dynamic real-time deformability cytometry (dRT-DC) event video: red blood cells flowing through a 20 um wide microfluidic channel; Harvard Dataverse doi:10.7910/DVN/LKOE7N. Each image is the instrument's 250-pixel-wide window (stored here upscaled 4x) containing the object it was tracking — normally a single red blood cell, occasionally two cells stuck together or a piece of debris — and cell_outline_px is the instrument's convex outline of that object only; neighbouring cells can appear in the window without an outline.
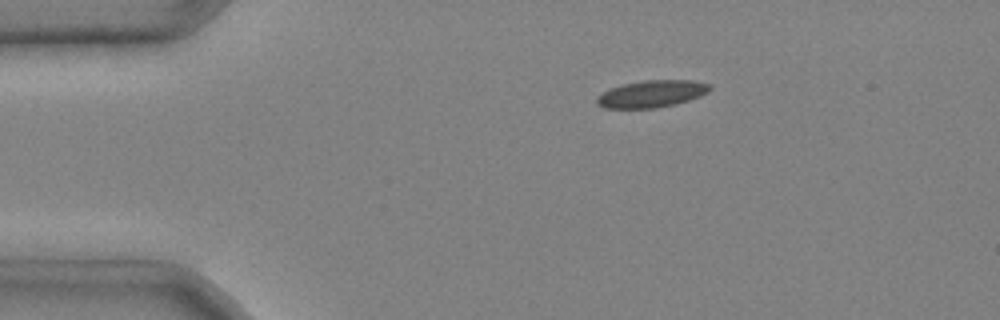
{"species": "common noctule bat (a hibernating species)", "species_latin": "Nyctalus noctula", "temperature_condition": "cold", "stored_images_in_passage": 4, "camera_frame_rate_fps": 3000, "um_per_image_px": 0.085, "animal": {"sex": "male", "body_mass_g": 20.4}, "frame": {"image": 1, "passage_image": 1, "time_ms": 0.0, "image_size_px": [1000, 320], "cell_outline_px": [[712, 88], [708, 92], [700, 96], [676, 104], [656, 108], [604, 108], [596, 104], [596, 96], [612, 88], [624, 84], [644, 80], [692, 80], [708, 84]], "centroid_in_image_um": [55.39, 7.98], "position_along_channel_um": 29.6, "area_um2": 17.74}}
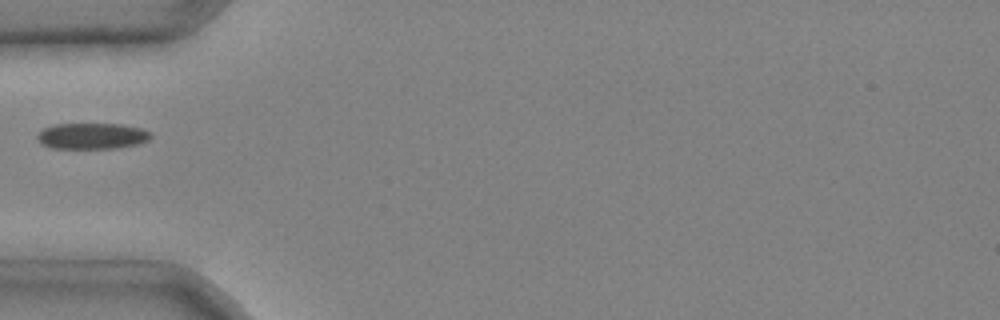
{"frame": {"image": 2, "passage_image": 3, "time_ms": 0.667, "image_size_px": [1000, 320], "cell_outline_px": [[152, 136], [148, 140], [136, 144], [116, 148], [48, 148], [40, 144], [36, 136], [44, 128], [56, 124], [120, 124], [140, 128], [152, 132]], "centroid_in_image_um": [7.8, 11.56], "position_along_channel_um": 77.2, "area_um2": 17.22}}